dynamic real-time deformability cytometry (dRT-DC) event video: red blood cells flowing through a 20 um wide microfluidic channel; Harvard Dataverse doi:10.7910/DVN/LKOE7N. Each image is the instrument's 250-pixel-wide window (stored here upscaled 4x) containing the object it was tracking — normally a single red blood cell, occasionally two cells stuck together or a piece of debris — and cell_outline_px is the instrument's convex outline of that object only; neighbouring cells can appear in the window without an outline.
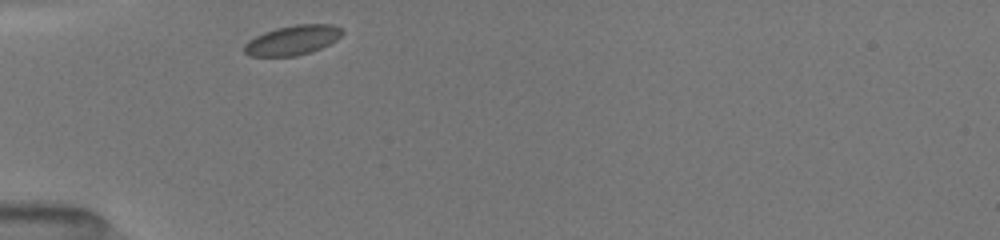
{"species": "common noctule bat (a hibernating species)", "species_latin": "Nyctalus noctula", "temperature_condition": "room temperature", "stored_images_in_passage": 37, "camera_frame_rate_fps": 3000, "um_per_image_px": 0.085, "animal": {"sex": "female", "body_mass_g": 19.5, "forearm_length_mm": 54.1}, "frame": {"image": 1, "passage_image": 1, "time_ms": 0.0, "image_size_px": [1000, 240], "cell_outline_px": [[344, 32], [336, 40], [312, 52], [296, 56], [248, 56], [244, 52], [244, 44], [248, 40], [264, 32], [276, 28], [296, 24], [332, 24], [344, 28]], "centroid_in_image_um": [24.88, 3.41], "position_along_channel_um": 60.1, "area_um2": 17.05}}
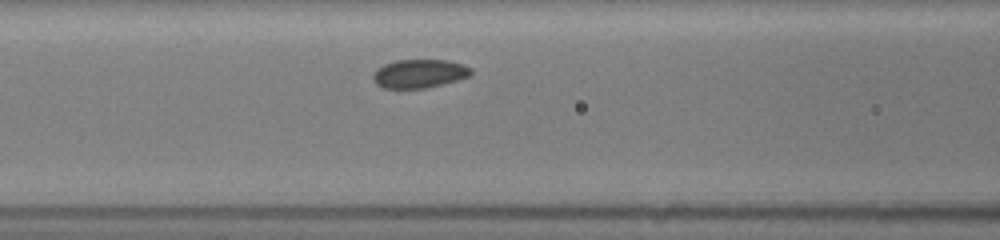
{"frame": {"image": 2, "passage_image": 13, "time_ms": 2.0, "image_size_px": [1000, 240], "cell_outline_px": [[472, 76], [428, 88], [384, 88], [376, 84], [372, 80], [372, 76], [376, 68], [384, 64], [396, 60], [448, 60], [464, 64], [472, 68]], "centroid_in_image_um": [35.66, 6.25], "position_along_channel_um": 130.9, "area_um2": 16.59}}
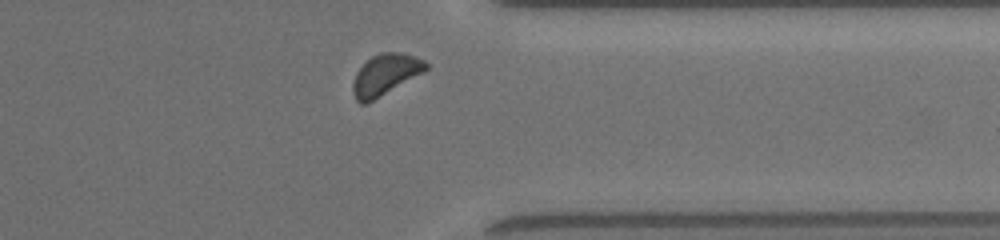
{"frame": {"image": 3, "passage_image": 34, "time_ms": 8.333, "image_size_px": [1000, 240], "cell_outline_px": [[428, 68], [424, 72], [368, 104], [360, 104], [356, 100], [352, 92], [352, 84], [356, 72], [372, 56], [380, 52], [404, 52], [424, 60], [428, 64]], "centroid_in_image_um": [32.75, 6.36], "position_along_channel_um": 378.6, "area_um2": 17.69}, "authors_computed_cell_mechanics": {"area_um2": 17.1088, "velocity_mm_per_s": 3.9534, "shape_relaxation_time_tau1_ms": null, "shape_relaxation_time_tau2_ms": 9.9744, "deformation_change_tau1": null, "deformation_change_tau2": 0.0876}}